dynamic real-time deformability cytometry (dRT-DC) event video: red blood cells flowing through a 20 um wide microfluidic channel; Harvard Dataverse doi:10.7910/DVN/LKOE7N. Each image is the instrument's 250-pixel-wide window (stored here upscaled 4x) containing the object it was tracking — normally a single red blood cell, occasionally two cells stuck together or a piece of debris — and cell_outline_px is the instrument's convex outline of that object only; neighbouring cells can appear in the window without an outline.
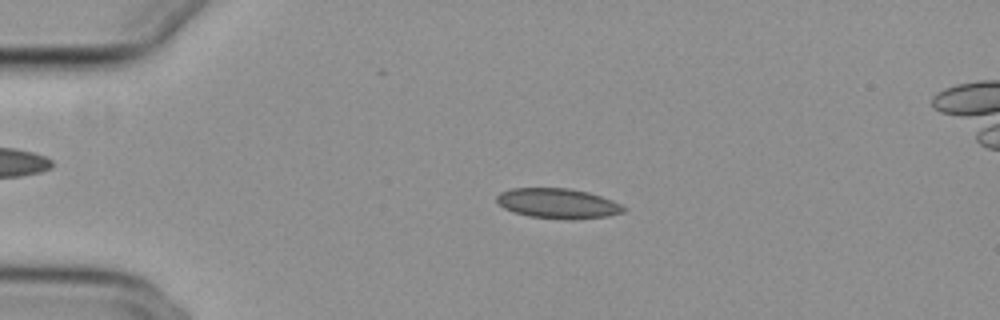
{"species": "common noctule bat (a hibernating species)", "species_latin": "Nyctalus noctula", "temperature_condition": "cold", "stored_images_in_passage": 55, "camera_frame_rate_fps": 3000, "um_per_image_px": 0.085, "animal": {"sex": "female", "body_mass_g": 29.2, "forearm_length_mm": 56.3}, "frame": {"image": 1, "passage_image": 12, "time_ms": 3.667, "image_size_px": [1000, 320], "cell_outline_px": [[628, 208], [624, 212], [608, 216], [572, 220], [568, 220], [528, 216], [512, 212], [504, 208], [496, 200], [496, 196], [500, 192], [512, 188], [568, 188], [588, 192], [612, 200]], "centroid_in_image_um": [47.42, 17.3], "position_along_channel_um": 37.6, "area_um2": 22.37}}
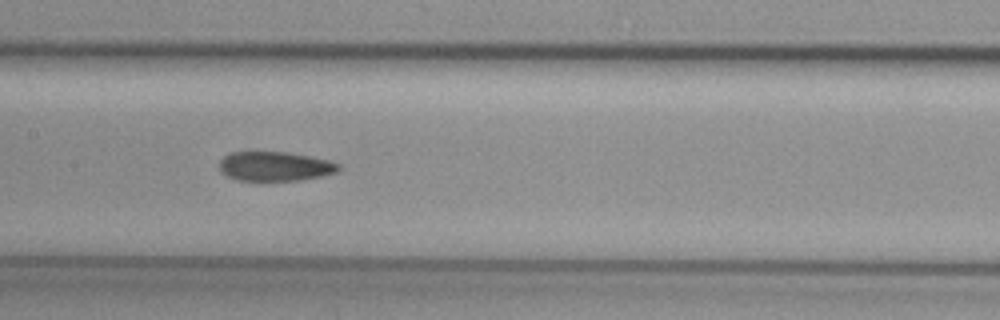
{"frame": {"image": 2, "passage_image": 27, "time_ms": 8.667, "image_size_px": [1000, 320], "cell_outline_px": [[340, 168], [336, 172], [320, 176], [300, 180], [236, 180], [220, 172], [220, 160], [224, 156], [232, 152], [288, 152], [328, 160], [340, 164]], "centroid_in_image_um": [23.35, 14.13], "position_along_channel_um": 184.0, "area_um2": 20.23}}
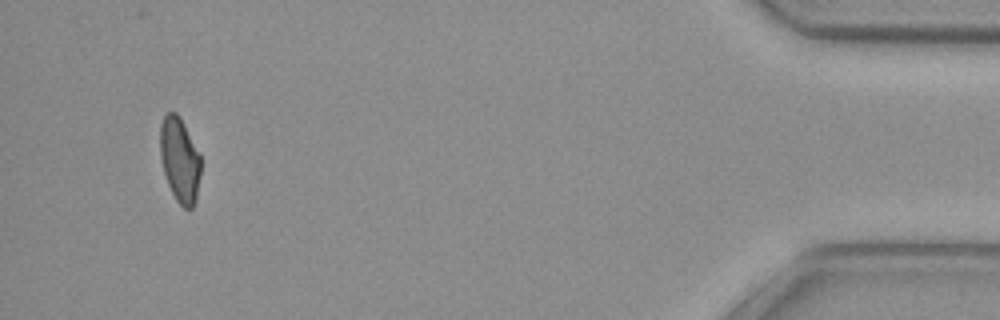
{"frame": {"image": 3, "passage_image": 52, "time_ms": 17.0, "image_size_px": [1000, 320], "cell_outline_px": [[200, 176], [196, 200], [192, 208], [184, 208], [176, 200], [168, 184], [164, 172], [160, 156], [160, 124], [164, 116], [168, 112], [176, 112], [180, 116], [200, 156]], "centroid_in_image_um": [15.27, 13.58], "position_along_channel_um": 419.9, "area_um2": 19.94}, "authors_computed_cell_mechanics": {"area_um2": 21.4438, "velocity_mm_per_s": 3.7287, "shape_relaxation_time_tau1_ms": null, "shape_relaxation_time_tau2_ms": 4.728, "deformation_change_tau1": null, "deformation_change_tau2": 0.0997}}